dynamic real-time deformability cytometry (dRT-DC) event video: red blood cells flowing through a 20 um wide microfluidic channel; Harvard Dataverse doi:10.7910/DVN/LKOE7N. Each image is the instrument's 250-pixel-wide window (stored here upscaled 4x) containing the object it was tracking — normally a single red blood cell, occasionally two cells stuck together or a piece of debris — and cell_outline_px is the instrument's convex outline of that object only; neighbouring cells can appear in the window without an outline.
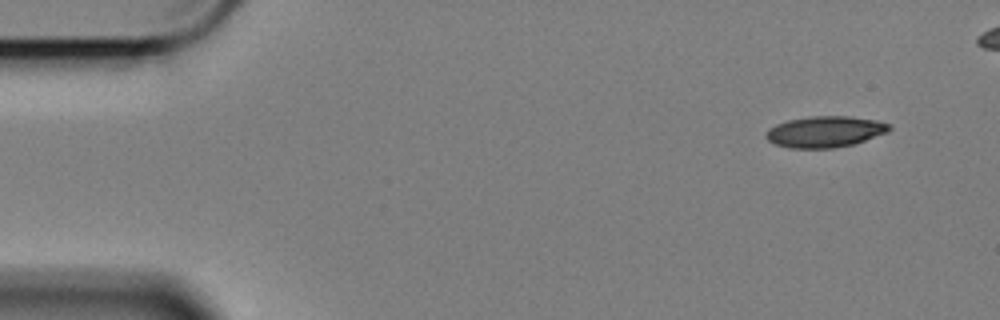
{"species": "Egyptian fruit bat (a non-hibernating species)", "species_latin": "Rousettus aegyptiacus", "temperature_condition": "cold", "stored_images_in_passage": 51, "camera_frame_rate_fps": 3000, "um_per_image_px": 0.085, "animal": {"sex": "female"}, "frame": {"image": 1, "passage_image": 1, "time_ms": 0.0, "image_size_px": [1000, 320], "cell_outline_px": [[892, 128], [888, 132], [852, 144], [832, 148], [788, 148], [776, 144], [768, 140], [764, 136], [768, 128], [776, 124], [788, 120], [812, 116], [852, 116], [876, 120], [892, 124]], "centroid_in_image_um": [70.13, 11.18], "position_along_channel_um": 14.9, "area_um2": 22.43}}
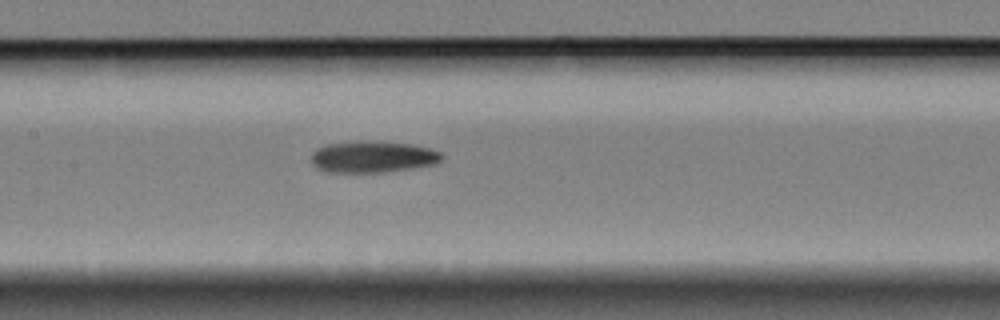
{"frame": {"image": 2, "passage_image": 24, "time_ms": 7.667, "image_size_px": [1000, 320], "cell_outline_px": [[444, 156], [436, 164], [412, 168], [384, 172], [328, 172], [316, 168], [312, 164], [312, 152], [316, 148], [324, 144], [356, 140], [360, 140], [412, 144], [428, 148], [440, 152]], "centroid_in_image_um": [31.64, 13.32], "position_along_channel_um": 175.8, "area_um2": 24.22}}
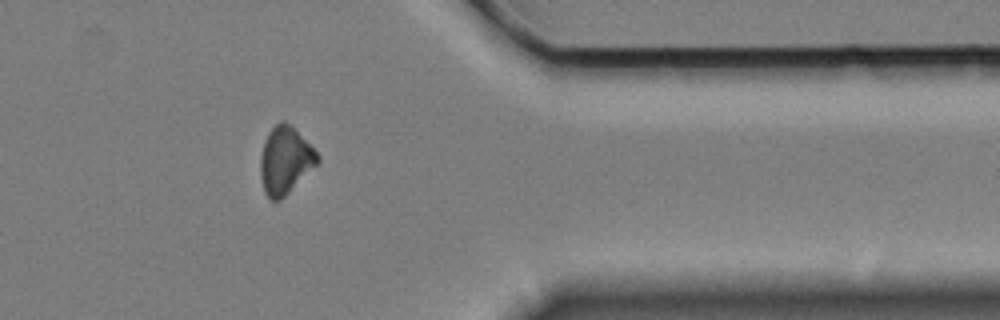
{"frame": {"image": 3, "passage_image": 44, "time_ms": 14.333, "image_size_px": [1000, 320], "cell_outline_px": [[320, 160], [280, 200], [272, 200], [264, 192], [260, 176], [260, 156], [264, 140], [268, 132], [280, 120], [284, 120], [320, 156]], "centroid_in_image_um": [24.19, 13.63], "position_along_channel_um": 387.2, "area_um2": 21.73}}